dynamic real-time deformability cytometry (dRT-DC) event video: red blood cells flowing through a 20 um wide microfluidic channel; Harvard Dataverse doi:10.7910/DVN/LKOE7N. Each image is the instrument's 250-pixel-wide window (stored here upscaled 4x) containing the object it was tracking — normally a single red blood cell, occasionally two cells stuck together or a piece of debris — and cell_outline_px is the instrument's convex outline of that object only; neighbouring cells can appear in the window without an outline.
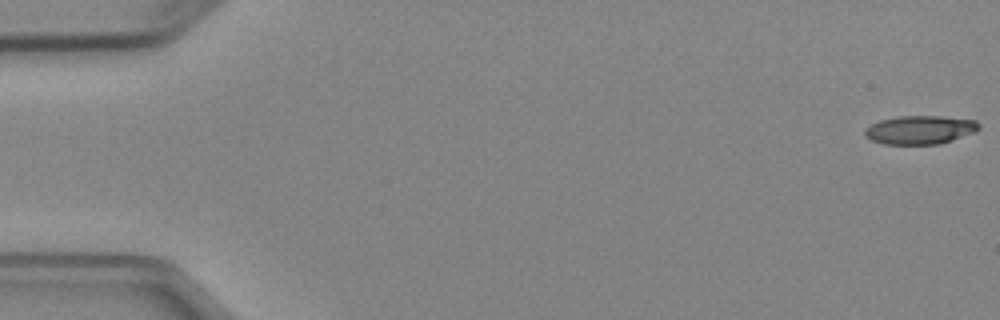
{"species": "Egyptian fruit bat (a non-hibernating species)", "species_latin": "Rousettus aegyptiacus", "temperature_condition": "cold", "stored_images_in_passage": 5, "camera_frame_rate_fps": 3000, "um_per_image_px": 0.085, "animal": {"sex": "female"}, "frame": {"image": 1, "passage_image": 1, "time_ms": 0.0, "image_size_px": [1000, 320], "cell_outline_px": [[980, 128], [976, 132], [940, 144], [884, 144], [872, 140], [864, 136], [864, 128], [880, 120], [896, 116], [940, 116], [976, 120], [980, 124]], "centroid_in_image_um": [78.21, 11.03], "position_along_channel_um": 6.8, "area_um2": 19.13}}
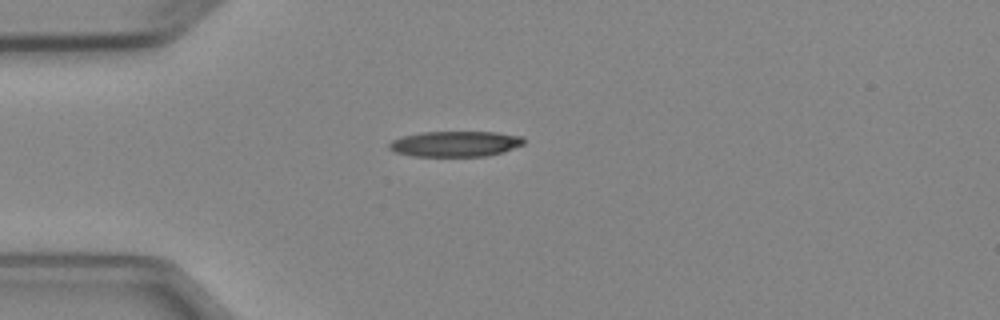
{"frame": {"image": 2, "passage_image": 4, "time_ms": 4.333, "image_size_px": [1000, 320], "cell_outline_px": [[524, 144], [504, 152], [484, 156], [412, 156], [396, 152], [388, 148], [388, 144], [392, 140], [404, 136], [424, 132], [496, 132], [524, 136]], "centroid_in_image_um": [38.73, 12.23], "position_along_channel_um": 46.3, "area_um2": 20.06}}